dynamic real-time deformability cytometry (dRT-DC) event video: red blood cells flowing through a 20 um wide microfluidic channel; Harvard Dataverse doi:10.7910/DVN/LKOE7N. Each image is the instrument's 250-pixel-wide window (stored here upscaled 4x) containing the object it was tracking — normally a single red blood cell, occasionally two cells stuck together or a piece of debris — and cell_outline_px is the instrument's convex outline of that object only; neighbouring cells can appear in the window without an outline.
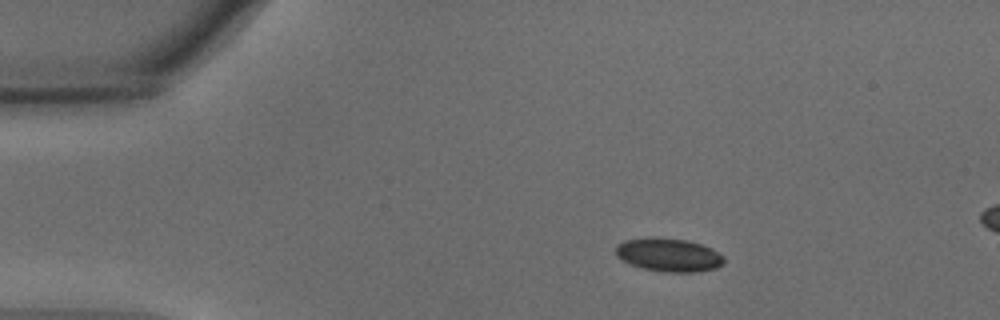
{"species": "common noctule bat (a hibernating species)", "species_latin": "Nyctalus noctula", "temperature_condition": "warm", "stored_images_in_passage": 47, "segment_of_instrument_passage": [1, 2], "camera_frame_rate_fps": 3000, "um_per_image_px": 0.085, "animal": {"sex": "male", "body_mass_g": 15.6}, "frame": {"image": 1, "passage_image": 1, "time_ms": 0.0, "image_size_px": [1000, 320], "cell_outline_px": [[724, 264], [716, 268], [696, 272], [664, 272], [644, 268], [632, 264], [616, 256], [616, 244], [624, 240], [648, 236], [656, 236], [688, 240], [712, 248], [724, 256]], "centroid_in_image_um": [56.85, 21.64], "position_along_channel_um": 28.2, "area_um2": 21.33}}
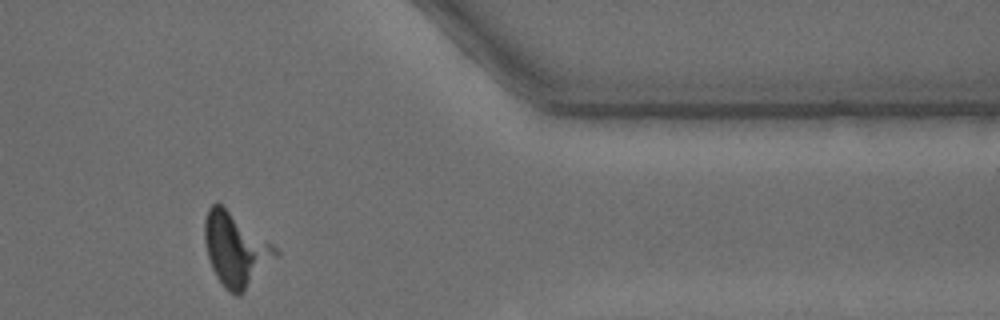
{"frame": {"image": 2, "passage_image": 37, "time_ms": 12.0, "image_size_px": [1000, 320], "cell_outline_px": [[280, 256], [240, 296], [236, 296], [228, 292], [224, 288], [216, 276], [212, 268], [208, 256], [204, 240], [204, 220], [208, 208], [216, 200], [224, 204], [272, 244], [280, 252]], "centroid_in_image_um": [20.03, 21.19], "position_along_channel_um": 391.4, "area_um2": 30.92}}
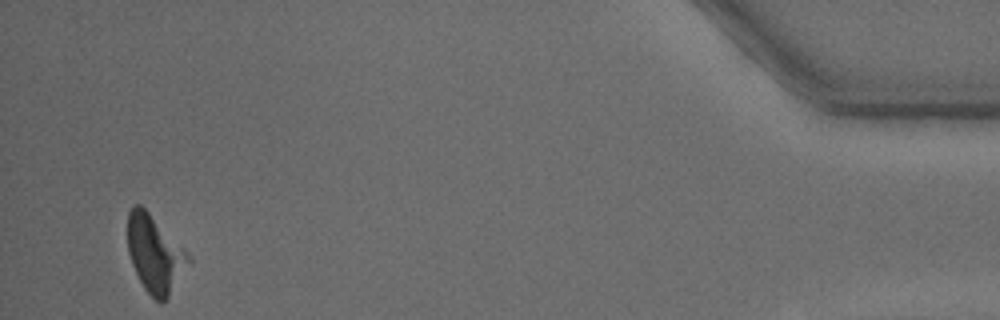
{"frame": {"image": 3, "passage_image": 44, "time_ms": 14.333, "image_size_px": [1000, 320], "cell_outline_px": [[192, 260], [168, 296], [160, 304], [144, 288], [132, 264], [128, 252], [128, 212], [132, 204], [140, 204], [188, 252]], "centroid_in_image_um": [13.16, 21.57], "position_along_channel_um": 422.0, "area_um2": 26.88}}